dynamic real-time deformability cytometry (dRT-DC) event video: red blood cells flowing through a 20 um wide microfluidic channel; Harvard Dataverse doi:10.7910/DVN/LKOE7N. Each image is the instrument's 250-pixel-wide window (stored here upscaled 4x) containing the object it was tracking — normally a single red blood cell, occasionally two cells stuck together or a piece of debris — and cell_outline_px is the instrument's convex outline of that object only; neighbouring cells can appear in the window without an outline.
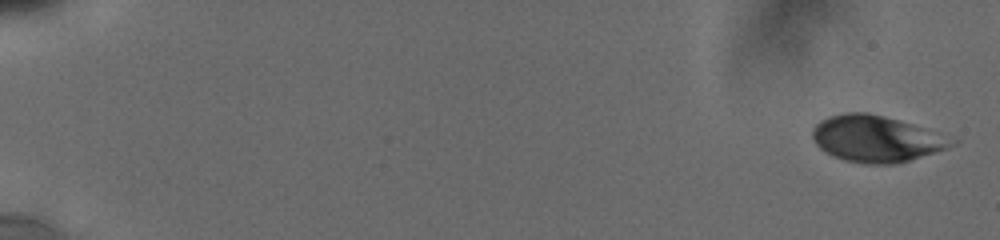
{"species": "human", "species_latin": "Homo sapiens", "temperature_condition": "cold", "stored_images_in_passage": 24, "camera_frame_rate_fps": 3000, "um_per_image_px": 0.085, "donor": {"sex": "male"}, "frame": {"image": 1, "passage_image": 1, "time_ms": 0.0, "image_size_px": [1000, 240], "cell_outline_px": [[960, 140], [956, 144], [948, 148], [896, 164], [864, 164], [844, 160], [824, 152], [816, 144], [812, 136], [812, 128], [820, 120], [828, 116], [844, 112], [868, 112], [884, 116], [912, 124]], "centroid_in_image_um": [74.47, 11.79], "position_along_channel_um": 10.5, "area_um2": 37.8}}
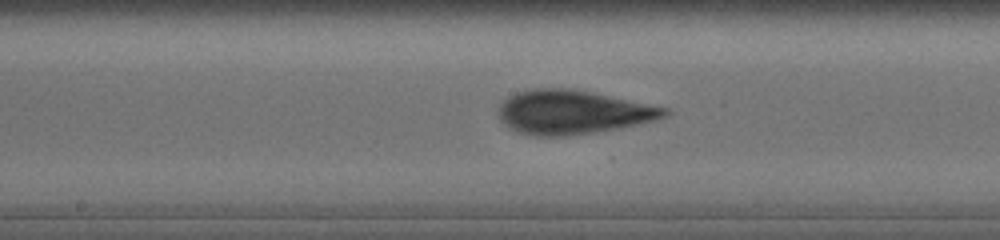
{"frame": {"image": 2, "passage_image": 18, "time_ms": 10.0, "image_size_px": [1000, 240], "cell_outline_px": [[668, 112], [664, 116], [656, 120], [620, 128], [568, 136], [536, 136], [516, 132], [504, 124], [496, 116], [496, 112], [500, 104], [508, 96], [516, 92], [536, 88], [572, 88], [592, 92], [668, 108]], "centroid_in_image_um": [48.61, 9.53], "position_along_channel_um": 199.6, "area_um2": 42.66}}
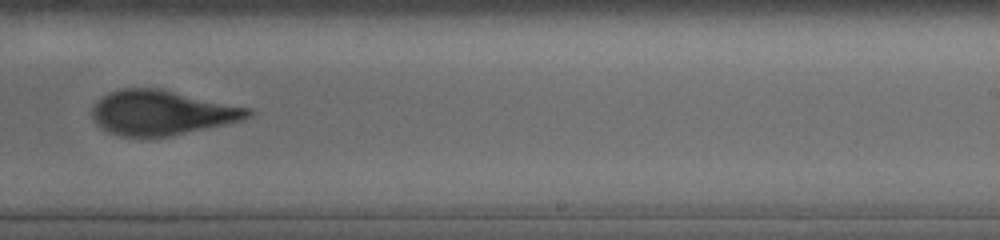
{"frame": {"image": 3, "passage_image": 22, "time_ms": 12.0, "image_size_px": [1000, 240], "cell_outline_px": [[252, 116], [240, 120], [168, 136], [120, 136], [108, 132], [96, 124], [92, 120], [92, 108], [104, 96], [112, 92], [124, 88], [160, 88], [248, 108], [252, 112]], "centroid_in_image_um": [13.7, 9.57], "position_along_channel_um": 275.3, "area_um2": 39.77}}